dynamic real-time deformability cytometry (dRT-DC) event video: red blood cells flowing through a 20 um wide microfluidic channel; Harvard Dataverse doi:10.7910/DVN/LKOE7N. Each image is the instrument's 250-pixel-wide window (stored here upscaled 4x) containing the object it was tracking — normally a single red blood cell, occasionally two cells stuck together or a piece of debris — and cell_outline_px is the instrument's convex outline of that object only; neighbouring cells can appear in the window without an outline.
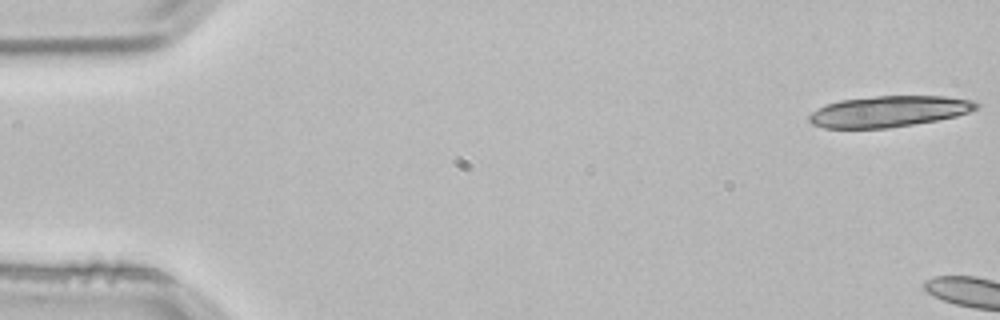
{"species": "common noctule bat (a hibernating species)", "species_latin": "Nyctalus noctula", "temperature_condition": "room temperature", "stored_images_in_passage": 3, "camera_frame_rate_fps": 3000, "um_per_image_px": 0.085, "animal": {"sex": "male", "body_mass_g": 21.5, "forearm_length_mm": 52.0}, "frame": {"image": 1, "passage_image": 1, "time_ms": 0.0, "image_size_px": [1000, 320], "cell_outline_px": [[980, 104], [976, 108], [968, 112], [956, 116], [936, 120], [888, 128], [824, 128], [812, 124], [808, 120], [808, 116], [812, 112], [824, 104], [840, 100], [876, 96], [944, 96], [972, 100]], "centroid_in_image_um": [75.51, 9.46], "position_along_channel_um": 9.5, "area_um2": 30.17}}